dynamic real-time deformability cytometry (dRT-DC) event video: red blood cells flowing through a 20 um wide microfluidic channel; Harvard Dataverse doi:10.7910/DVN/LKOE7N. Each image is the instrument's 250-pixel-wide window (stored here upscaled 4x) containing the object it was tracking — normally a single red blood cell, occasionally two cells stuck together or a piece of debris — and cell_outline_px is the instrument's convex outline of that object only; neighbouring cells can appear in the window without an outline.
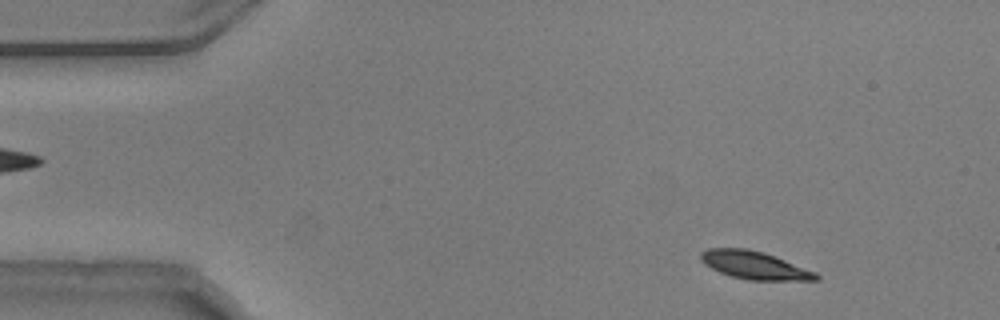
{"species": "common noctule bat (a hibernating species)", "species_latin": "Nyctalus noctula", "temperature_condition": "warm", "stored_images_in_passage": 8, "camera_frame_rate_fps": 3000, "um_per_image_px": 0.085, "animal": {"sex": "male", "body_mass_g": 20.5, "forearm_length_mm": 52.5}, "frame": {"image": 1, "passage_image": 5, "time_ms": 1.333, "image_size_px": [1000, 320], "cell_outline_px": [[820, 280], [748, 280], [732, 276], [720, 272], [704, 264], [700, 260], [700, 252], [708, 248], [748, 248], [764, 252], [816, 272], [820, 276]], "centroid_in_image_um": [64.12, 22.54], "position_along_channel_um": 20.9, "area_um2": 18.73}}